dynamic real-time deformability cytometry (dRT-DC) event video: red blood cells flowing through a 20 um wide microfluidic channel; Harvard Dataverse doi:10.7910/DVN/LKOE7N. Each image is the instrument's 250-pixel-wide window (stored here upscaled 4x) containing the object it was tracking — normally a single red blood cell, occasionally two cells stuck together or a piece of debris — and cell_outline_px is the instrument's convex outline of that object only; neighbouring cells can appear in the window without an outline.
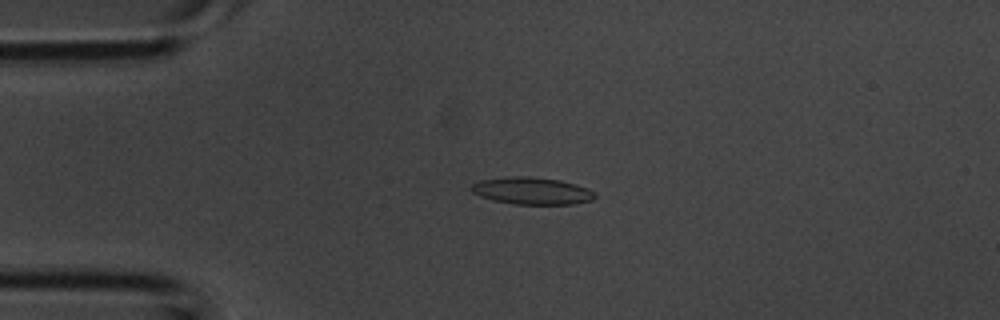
{"species": "common noctule bat (a hibernating species)", "species_latin": "Nyctalus noctula", "temperature_condition": "room temperature", "stored_images_in_passage": 33, "camera_frame_rate_fps": 3000, "um_per_image_px": 0.085, "animal": {"sex": "male", "body_mass_g": 20.1, "forearm_length_mm": 53.5}, "frame": {"image": 1, "passage_image": 3, "time_ms": 0.667, "image_size_px": [1000, 320], "cell_outline_px": [[596, 196], [592, 200], [572, 204], [512, 204], [492, 200], [480, 196], [472, 192], [468, 188], [472, 184], [480, 180], [512, 176], [528, 176], [560, 180], [576, 184], [588, 188], [596, 192]], "centroid_in_image_um": [45.2, 16.22], "position_along_channel_um": 39.8, "area_um2": 19.71}}
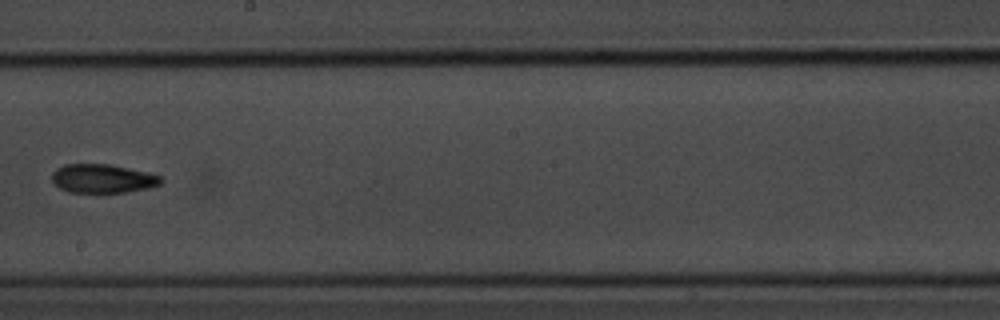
{"frame": {"image": 2, "passage_image": 16, "time_ms": 5.0, "image_size_px": [1000, 320], "cell_outline_px": [[164, 180], [160, 184], [148, 188], [124, 192], [68, 192], [60, 188], [52, 180], [52, 172], [56, 168], [64, 164], [108, 164], [148, 172], [160, 176]], "centroid_in_image_um": [8.72, 15.17], "position_along_channel_um": 239.5, "area_um2": 18.21}}
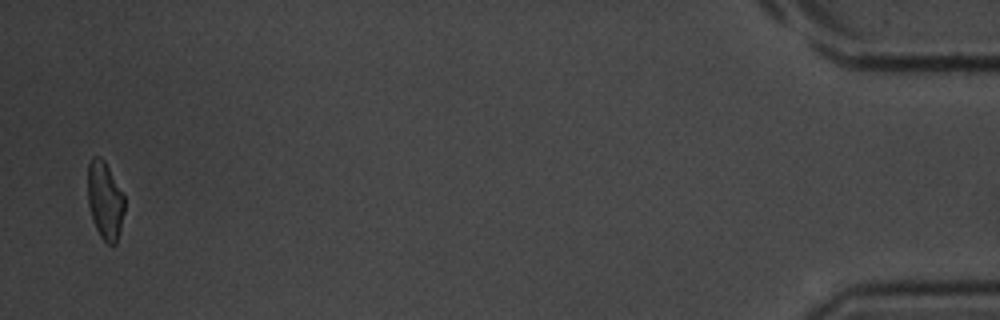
{"frame": {"image": 3, "passage_image": 32, "time_ms": 10.333, "image_size_px": [1000, 320], "cell_outline_px": [[124, 212], [116, 244], [108, 244], [100, 236], [96, 228], [88, 204], [88, 164], [92, 156], [100, 156], [104, 160], [124, 196]], "centroid_in_image_um": [8.91, 17.02], "position_along_channel_um": 426.3, "area_um2": 16.42}}